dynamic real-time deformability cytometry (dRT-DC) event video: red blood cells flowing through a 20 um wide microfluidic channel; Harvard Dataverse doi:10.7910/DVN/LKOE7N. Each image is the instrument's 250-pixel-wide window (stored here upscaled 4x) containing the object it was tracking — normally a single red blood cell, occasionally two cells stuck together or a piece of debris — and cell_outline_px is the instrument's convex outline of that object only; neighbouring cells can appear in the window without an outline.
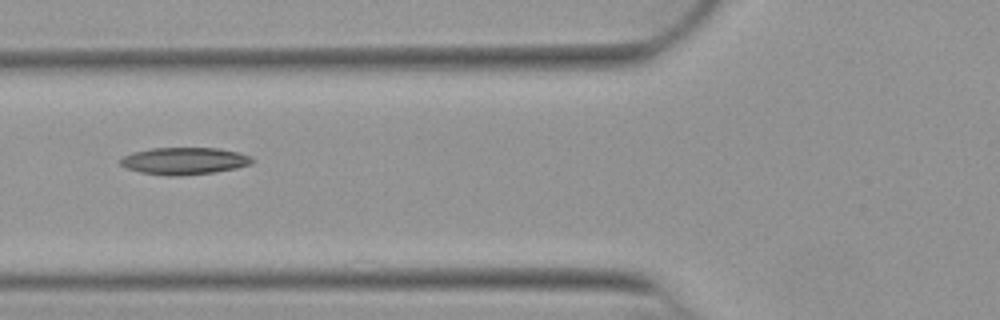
{"species": "Egyptian fruit bat (a non-hibernating species)", "species_latin": "Rousettus aegyptiacus", "temperature_condition": "warm", "stored_images_in_passage": 21, "camera_frame_rate_fps": 3000, "um_per_image_px": 0.085, "animal": {"sex": "female"}, "frame": {"image": 1, "passage_image": 4, "time_ms": 1.0, "image_size_px": [1000, 320], "cell_outline_px": [[256, 160], [252, 164], [236, 168], [212, 172], [180, 176], [164, 176], [140, 172], [128, 168], [120, 164], [120, 160], [124, 156], [132, 152], [152, 148], [220, 148], [240, 152], [252, 156]], "centroid_in_image_um": [15.71, 13.67], "position_along_channel_um": 110.1, "area_um2": 20.98}}
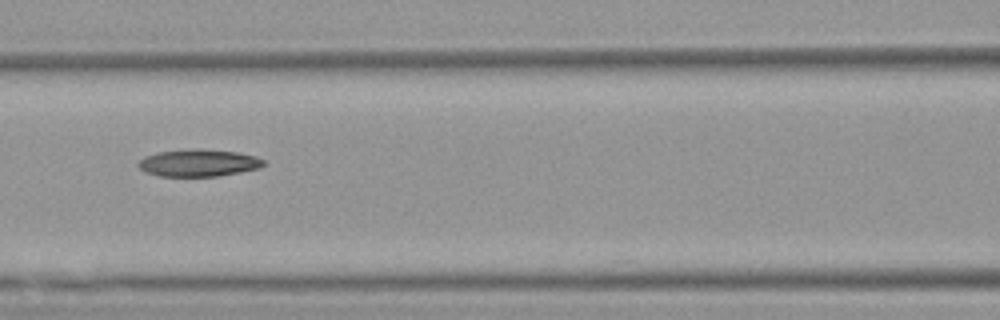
{"frame": {"image": 2, "passage_image": 7, "time_ms": 2.0, "image_size_px": [1000, 320], "cell_outline_px": [[264, 164], [260, 168], [240, 172], [216, 176], [160, 176], [144, 172], [136, 164], [144, 156], [156, 152], [196, 148], [236, 152], [256, 156], [264, 160]], "centroid_in_image_um": [16.84, 13.84], "position_along_channel_um": 149.8, "area_um2": 19.88}}
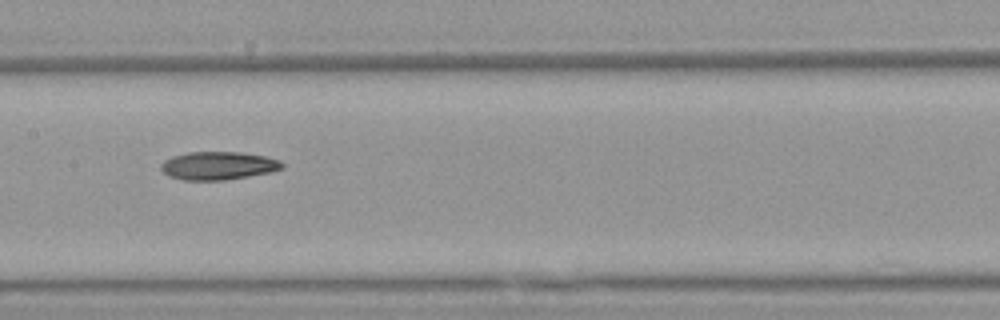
{"frame": {"image": 3, "passage_image": 10, "time_ms": 3.0, "image_size_px": [1000, 320], "cell_outline_px": [[284, 168], [272, 172], [224, 180], [184, 180], [168, 176], [160, 168], [160, 164], [164, 160], [172, 156], [188, 152], [240, 152], [264, 156], [280, 160], [284, 164]], "centroid_in_image_um": [18.55, 14.08], "position_along_channel_um": 188.9, "area_um2": 19.94}}